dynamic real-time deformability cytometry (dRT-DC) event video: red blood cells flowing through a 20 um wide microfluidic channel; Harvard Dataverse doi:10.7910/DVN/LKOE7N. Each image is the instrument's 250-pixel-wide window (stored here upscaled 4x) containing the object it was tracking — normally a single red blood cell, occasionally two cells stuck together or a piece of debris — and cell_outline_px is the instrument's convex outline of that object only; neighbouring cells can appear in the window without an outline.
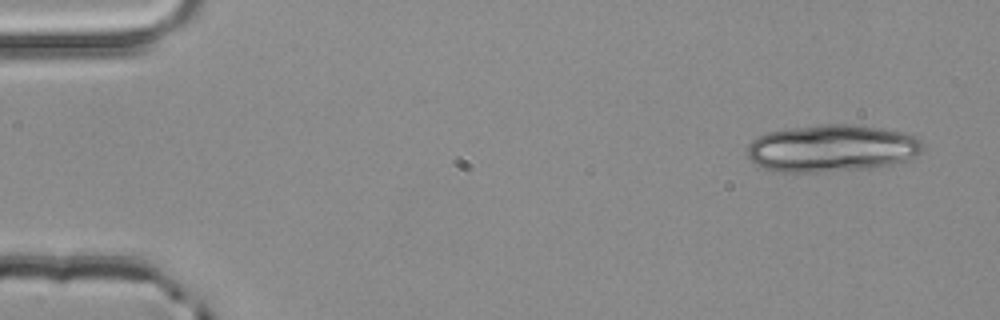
{"species": "common noctule bat (a hibernating species)", "species_latin": "Nyctalus noctula", "temperature_condition": "room temperature", "stored_images_in_passage": 4, "camera_frame_rate_fps": 3000, "um_per_image_px": 0.085, "animal": {"sex": "male", "body_mass_g": 20.4}, "frame": {"image": 1, "passage_image": 4, "time_ms": 1.0, "image_size_px": [1000, 320], "cell_outline_px": [[924, 148], [920, 152], [904, 160], [888, 164], [864, 168], [824, 172], [776, 172], [764, 168], [756, 164], [748, 156], [748, 144], [752, 140], [768, 132], [788, 128], [820, 124], [852, 124], [880, 128], [904, 132], [916, 136], [920, 140]], "centroid_in_image_um": [70.67, 12.59], "position_along_channel_um": 14.3, "area_um2": 48.03}}